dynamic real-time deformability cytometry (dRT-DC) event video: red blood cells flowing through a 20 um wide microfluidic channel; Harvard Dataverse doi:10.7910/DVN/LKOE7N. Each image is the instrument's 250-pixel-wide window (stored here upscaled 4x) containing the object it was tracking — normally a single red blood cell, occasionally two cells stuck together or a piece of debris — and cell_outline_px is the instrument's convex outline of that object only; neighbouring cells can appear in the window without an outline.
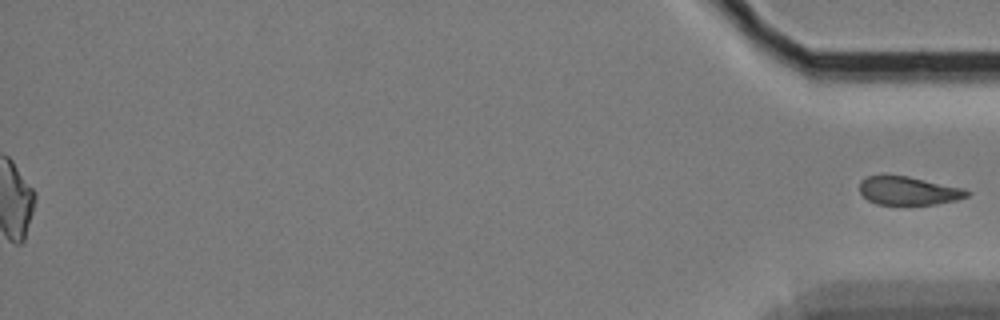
{"species": "Egyptian fruit bat (a non-hibernating species)", "species_latin": "Rousettus aegyptiacus", "temperature_condition": "cold", "stored_images_in_passage": 58, "segment_of_instrument_passage": [2, 2], "camera_frame_rate_fps": 3000, "um_per_image_px": 0.085, "animal": {"sex": "female"}, "frame": {"image": 1, "passage_image": 58, "time_ms": 19.0, "image_size_px": [1000, 320], "cell_outline_px": [[968, 196], [956, 200], [936, 204], [908, 208], [876, 204], [868, 200], [860, 192], [860, 180], [868, 176], [908, 176], [964, 188], [968, 192]], "centroid_in_image_um": [77.21, 16.27], "position_along_channel_um": 358.0, "area_um2": 18.38}}